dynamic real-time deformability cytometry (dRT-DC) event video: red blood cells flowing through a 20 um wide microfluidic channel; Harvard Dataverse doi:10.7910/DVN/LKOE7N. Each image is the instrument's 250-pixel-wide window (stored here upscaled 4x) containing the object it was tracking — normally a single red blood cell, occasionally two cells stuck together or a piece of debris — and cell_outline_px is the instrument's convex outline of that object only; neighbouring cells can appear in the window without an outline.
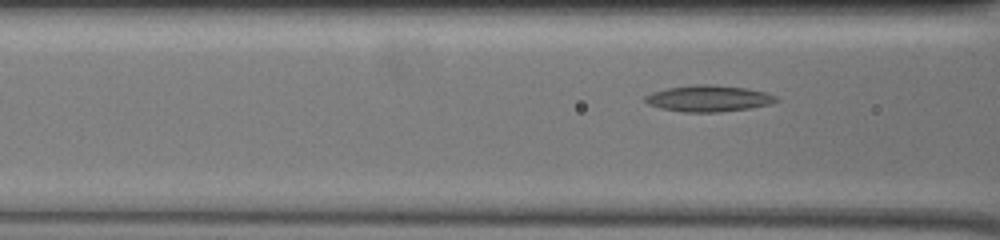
{"species": "common noctule bat (a hibernating species)", "species_latin": "Nyctalus noctula", "temperature_condition": "warm", "stored_images_in_passage": 44, "segment_of_instrument_passage": [1, 2], "camera_frame_rate_fps": 3000, "um_per_image_px": 0.085, "animal": {"sex": "female", "body_mass_g": 19.5, "forearm_length_mm": 54.1}, "frame": {"image": 1, "passage_image": 17, "time_ms": 5.333, "image_size_px": [1000, 240], "cell_outline_px": [[780, 100], [768, 104], [748, 108], [716, 112], [684, 112], [660, 108], [648, 104], [644, 100], [644, 96], [652, 92], [668, 88], [692, 84], [708, 84], [744, 88], [764, 92], [776, 96]], "centroid_in_image_um": [60.18, 8.36], "position_along_channel_um": 106.4, "area_um2": 19.88}}
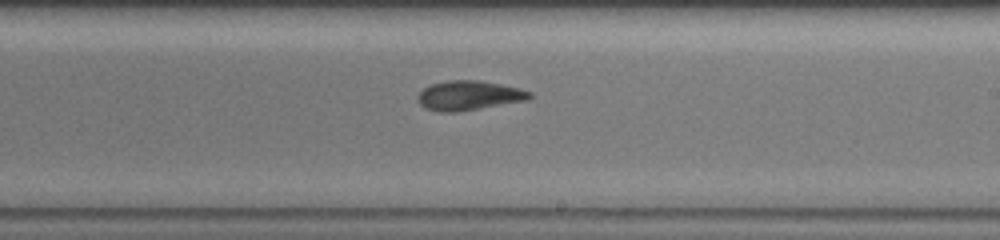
{"frame": {"image": 2, "passage_image": 29, "time_ms": 9.333, "image_size_px": [1000, 240], "cell_outline_px": [[532, 96], [528, 100], [452, 112], [440, 112], [428, 108], [420, 104], [416, 96], [424, 88], [432, 84], [448, 80], [476, 80], [500, 84], [520, 88], [532, 92]], "centroid_in_image_um": [39.87, 8.1], "position_along_channel_um": 249.1, "area_um2": 18.9}}
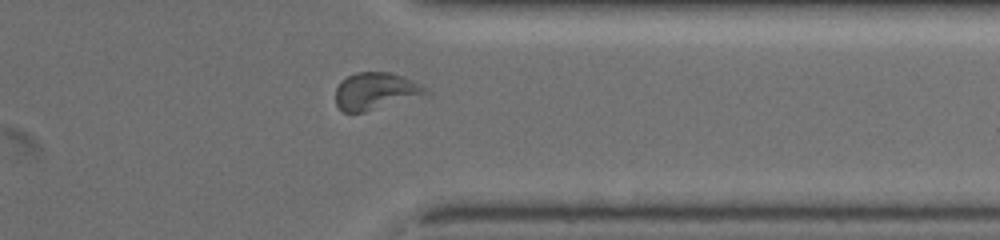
{"frame": {"image": 3, "passage_image": 40, "time_ms": 13.0, "image_size_px": [1000, 240], "cell_outline_px": [[432, 92], [364, 112], [344, 112], [336, 104], [336, 88], [340, 80], [356, 72], [388, 72], [404, 76], [420, 84]], "centroid_in_image_um": [31.89, 7.73], "position_along_channel_um": 379.5, "area_um2": 19.25}}